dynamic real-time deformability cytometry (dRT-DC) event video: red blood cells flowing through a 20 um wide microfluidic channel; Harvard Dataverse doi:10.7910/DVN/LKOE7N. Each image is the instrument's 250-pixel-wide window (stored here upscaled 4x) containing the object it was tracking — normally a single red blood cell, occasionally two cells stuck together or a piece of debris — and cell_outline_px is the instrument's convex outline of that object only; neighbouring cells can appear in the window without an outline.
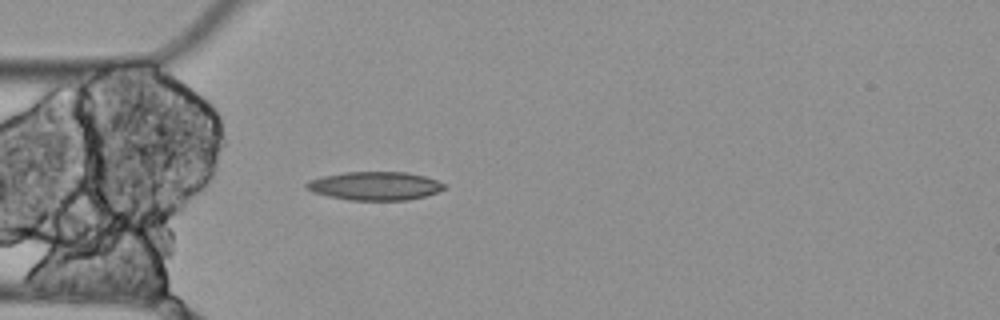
{"species": "Egyptian fruit bat (a non-hibernating species)", "species_latin": "Rousettus aegyptiacus", "temperature_condition": "cold", "stored_images_in_passage": 2, "camera_frame_rate_fps": 3000, "um_per_image_px": 0.085, "animal": {"sex": "female"}, "frame": {"image": 1, "passage_image": 2, "time_ms": 0.333, "image_size_px": [1000, 320], "cell_outline_px": [[448, 184], [444, 188], [436, 192], [424, 196], [408, 200], [348, 200], [328, 196], [312, 192], [304, 188], [304, 184], [308, 180], [320, 176], [344, 172], [408, 172], [424, 176]], "centroid_in_image_um": [31.82, 15.8], "position_along_channel_um": 53.2, "area_um2": 23.06}}